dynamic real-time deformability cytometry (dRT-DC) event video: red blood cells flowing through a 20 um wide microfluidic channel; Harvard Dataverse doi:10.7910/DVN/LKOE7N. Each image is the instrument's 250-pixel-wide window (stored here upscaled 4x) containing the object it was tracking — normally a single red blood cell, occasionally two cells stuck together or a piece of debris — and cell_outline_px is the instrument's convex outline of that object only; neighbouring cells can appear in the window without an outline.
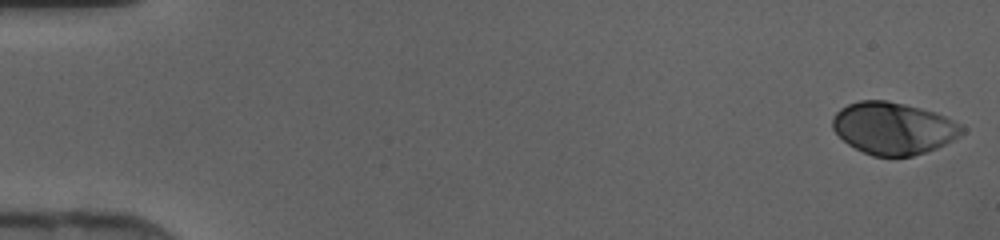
{"species": "human", "species_latin": "Homo sapiens", "temperature_condition": "cold", "stored_images_in_passage": 46, "camera_frame_rate_fps": 3000, "um_per_image_px": 0.085, "donor": {"sex": "female"}, "frame": {"image": 1, "passage_image": 1, "time_ms": 0.0, "image_size_px": [1000, 240], "cell_outline_px": [[964, 132], [952, 140], [936, 148], [912, 156], [872, 156], [848, 144], [832, 128], [832, 116], [840, 108], [848, 104], [860, 100], [884, 100], [904, 104], [920, 108], [944, 116], [960, 124], [964, 128]], "centroid_in_image_um": [75.9, 10.9], "position_along_channel_um": 9.1, "area_um2": 38.9}}
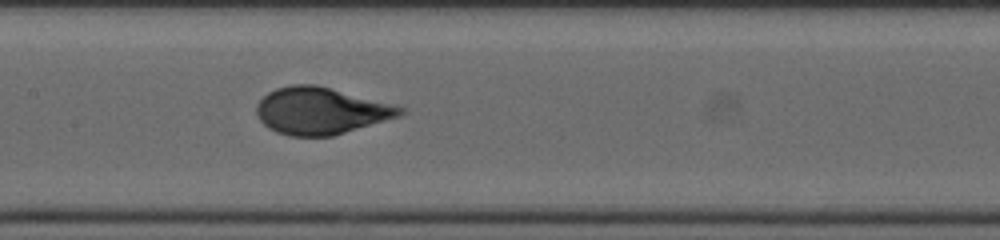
{"frame": {"image": 2, "passage_image": 23, "time_ms": 7.333, "image_size_px": [1000, 240], "cell_outline_px": [[408, 112], [400, 116], [332, 136], [288, 136], [276, 132], [268, 128], [260, 120], [256, 112], [256, 104], [268, 92], [276, 88], [292, 84], [316, 84], [396, 104], [408, 108]], "centroid_in_image_um": [27.31, 9.41], "position_along_channel_um": 180.1, "area_um2": 39.65}}
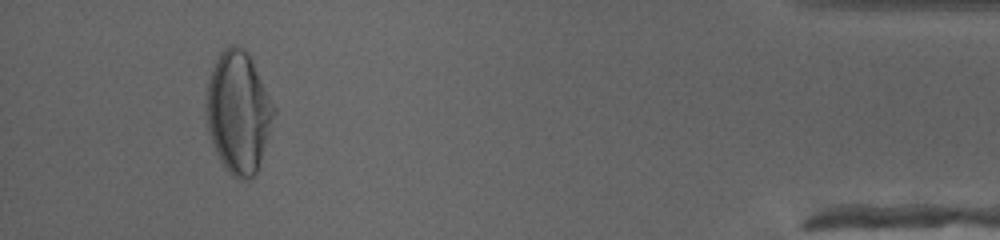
{"frame": {"image": 3, "passage_image": 43, "time_ms": 14.0, "image_size_px": [1000, 240], "cell_outline_px": [[276, 112], [256, 172], [248, 180], [240, 180], [232, 176], [224, 168], [212, 144], [208, 132], [204, 104], [208, 84], [212, 68], [220, 52], [224, 48], [232, 44], [244, 48], [248, 52], [276, 108]], "centroid_in_image_um": [20.24, 9.53], "position_along_channel_um": 415.0, "area_um2": 48.15}}